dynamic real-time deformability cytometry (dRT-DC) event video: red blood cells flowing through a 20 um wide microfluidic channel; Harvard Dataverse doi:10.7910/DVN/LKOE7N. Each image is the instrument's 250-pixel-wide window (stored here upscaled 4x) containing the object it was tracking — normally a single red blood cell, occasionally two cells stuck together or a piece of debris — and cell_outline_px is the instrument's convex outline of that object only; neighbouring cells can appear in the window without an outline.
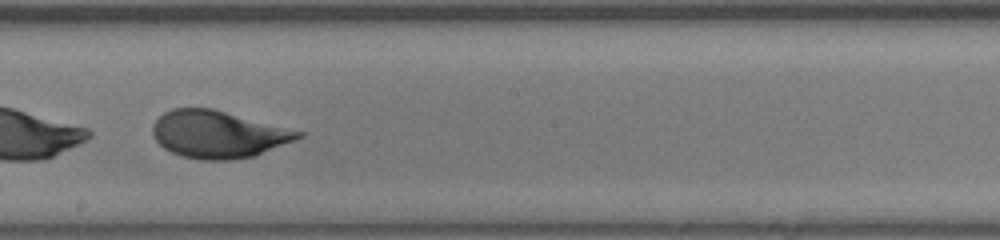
{"species": "human", "species_latin": "Homo sapiens", "temperature_condition": "room temperature", "stored_images_in_passage": 46, "camera_frame_rate_fps": 3000, "um_per_image_px": 0.085, "donor": {"sex": "male"}, "frame": {"image": 1, "passage_image": 29, "time_ms": 9.333, "image_size_px": [1000, 240], "cell_outline_px": [[304, 136], [296, 140], [256, 156], [228, 160], [200, 160], [180, 156], [164, 148], [152, 136], [152, 124], [164, 112], [172, 108], [212, 108], [304, 132]], "centroid_in_image_um": [18.54, 11.42], "position_along_channel_um": 229.7, "area_um2": 40.23}}
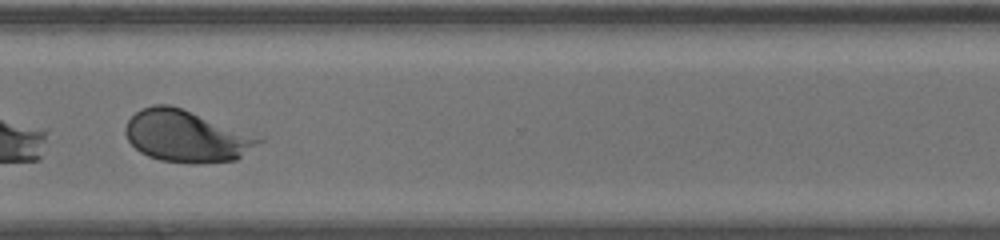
{"frame": {"image": 2, "passage_image": 38, "time_ms": 12.333, "image_size_px": [1000, 240], "cell_outline_px": [[264, 140], [236, 160], [200, 164], [192, 164], [160, 160], [148, 156], [140, 152], [128, 140], [124, 132], [124, 128], [128, 120], [140, 108], [152, 104], [168, 104], [264, 136]], "centroid_in_image_um": [15.88, 11.58], "position_along_channel_um": 354.7, "area_um2": 40.69}, "authors_computed_cell_mechanics": {"area_um2": 40.4889, "velocity_mm_per_s": 4.1499, "shape_relaxation_time_tau1_ms": 2.9139, "shape_relaxation_time_tau2_ms": null, "deformation_change_tau1": 0.1519, "deformation_change_tau2": null}}